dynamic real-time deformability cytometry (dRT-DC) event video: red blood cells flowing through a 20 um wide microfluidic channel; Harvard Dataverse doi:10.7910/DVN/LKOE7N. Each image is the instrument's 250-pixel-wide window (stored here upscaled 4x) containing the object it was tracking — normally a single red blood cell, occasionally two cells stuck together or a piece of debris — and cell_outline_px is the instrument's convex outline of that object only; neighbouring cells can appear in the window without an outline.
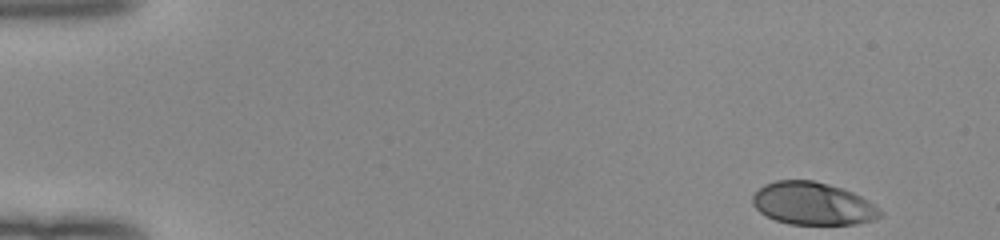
{"species": "human", "species_latin": "Homo sapiens", "temperature_condition": "room temperature", "stored_images_in_passage": 49, "camera_frame_rate_fps": 3000, "um_per_image_px": 0.085, "donor": {"sex": "female"}, "frame": {"image": 1, "passage_image": 1, "time_ms": 0.0, "image_size_px": [1000, 240], "cell_outline_px": [[884, 216], [872, 220], [856, 224], [788, 224], [776, 220], [760, 212], [752, 204], [752, 196], [764, 184], [776, 180], [812, 180], [828, 184], [852, 192], [868, 200], [880, 208], [884, 212]], "centroid_in_image_um": [69.11, 17.31], "position_along_channel_um": 15.9, "area_um2": 31.73}}
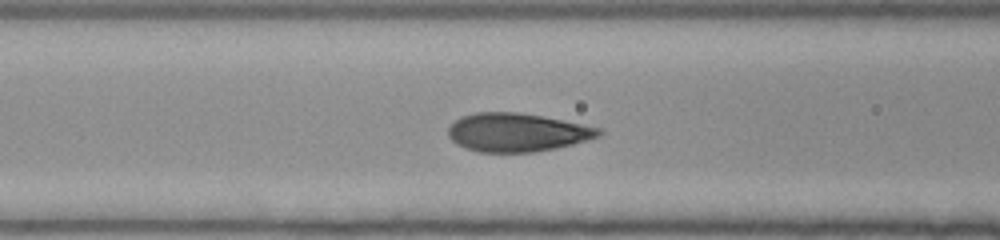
{"frame": {"image": 2, "passage_image": 19, "time_ms": 6.0, "image_size_px": [1000, 240], "cell_outline_px": [[604, 132], [600, 136], [572, 144], [556, 148], [532, 152], [476, 152], [464, 148], [456, 144], [448, 136], [448, 128], [460, 116], [476, 112], [520, 112], [600, 128]], "centroid_in_image_um": [43.9, 11.26], "position_along_channel_um": 122.7, "area_um2": 33.64}}
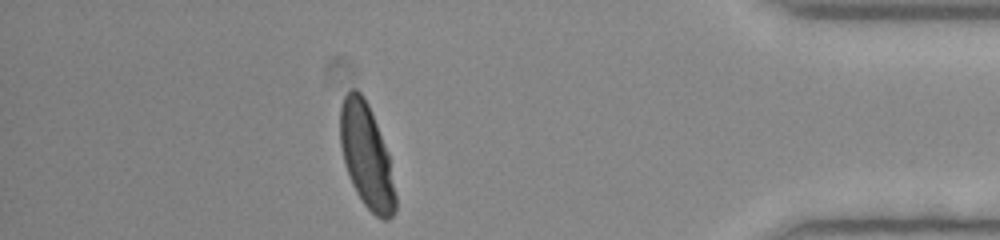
{"frame": {"image": 3, "passage_image": 43, "time_ms": 14.0, "image_size_px": [1000, 240], "cell_outline_px": [[396, 212], [388, 220], [384, 220], [376, 216], [364, 204], [356, 192], [352, 184], [344, 160], [340, 144], [340, 108], [344, 96], [352, 88], [356, 88], [364, 96], [372, 112], [388, 152], [396, 196]], "centroid_in_image_um": [31.16, 13.25], "position_along_channel_um": 404.0, "area_um2": 33.41}, "authors_computed_cell_mechanics": {"area_um2": 33.235, "velocity_mm_per_s": 3.9933, "shape_relaxation_time_tau1_ms": 3.4193, "shape_relaxation_time_tau2_ms": null, "deformation_change_tau1": 0.1827, "deformation_change_tau2": null}}